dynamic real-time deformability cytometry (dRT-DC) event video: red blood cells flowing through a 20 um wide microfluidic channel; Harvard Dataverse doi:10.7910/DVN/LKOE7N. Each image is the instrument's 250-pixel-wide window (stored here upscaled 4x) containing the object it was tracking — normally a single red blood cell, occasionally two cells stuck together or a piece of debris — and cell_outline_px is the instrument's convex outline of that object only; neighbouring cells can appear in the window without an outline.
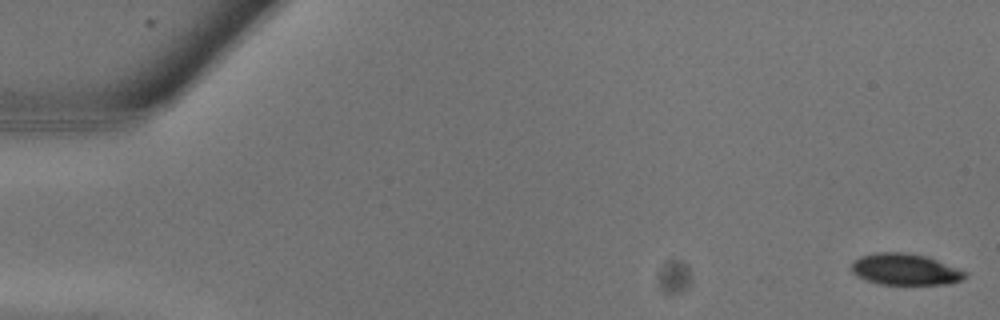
{"species": "common noctule bat (a hibernating species)", "species_latin": "Nyctalus noctula", "temperature_condition": "warm", "stored_images_in_passage": 8, "camera_frame_rate_fps": 3000, "um_per_image_px": 0.085, "animal": {"sex": "male", "body_mass_g": 13.3}, "frame": {"image": 1, "passage_image": 1, "time_ms": 0.0, "image_size_px": [1000, 320], "cell_outline_px": [[968, 276], [964, 280], [948, 284], [880, 284], [856, 276], [852, 272], [852, 264], [860, 256], [876, 252], [904, 252], [928, 256], [960, 268], [968, 272]], "centroid_in_image_um": [77.01, 22.89], "position_along_channel_um": 8.0, "area_um2": 21.04}}